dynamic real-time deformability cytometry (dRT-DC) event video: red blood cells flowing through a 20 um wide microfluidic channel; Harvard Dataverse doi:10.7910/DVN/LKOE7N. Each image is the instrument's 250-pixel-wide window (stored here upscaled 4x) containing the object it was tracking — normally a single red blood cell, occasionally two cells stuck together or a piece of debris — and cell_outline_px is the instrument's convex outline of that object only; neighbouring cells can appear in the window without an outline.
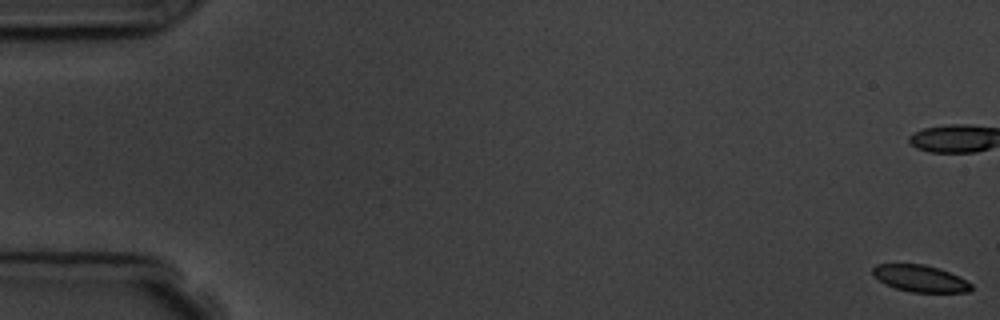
{"species": "common noctule bat (a hibernating species)", "species_latin": "Nyctalus noctula", "temperature_condition": "room temperature", "stored_images_in_passage": 7, "camera_frame_rate_fps": 3000, "um_per_image_px": 0.085, "animal": {"sex": "male", "body_mass_g": 19.5, "forearm_length_mm": 54.6}, "frame": {"image": 1, "passage_image": 1, "time_ms": 0.0, "image_size_px": [1000, 320], "cell_outline_px": [[972, 288], [968, 292], [912, 292], [896, 288], [872, 276], [872, 268], [876, 264], [924, 264], [940, 268], [972, 284]], "centroid_in_image_um": [78.19, 23.66], "position_along_channel_um": 6.8, "area_um2": 15.14}}